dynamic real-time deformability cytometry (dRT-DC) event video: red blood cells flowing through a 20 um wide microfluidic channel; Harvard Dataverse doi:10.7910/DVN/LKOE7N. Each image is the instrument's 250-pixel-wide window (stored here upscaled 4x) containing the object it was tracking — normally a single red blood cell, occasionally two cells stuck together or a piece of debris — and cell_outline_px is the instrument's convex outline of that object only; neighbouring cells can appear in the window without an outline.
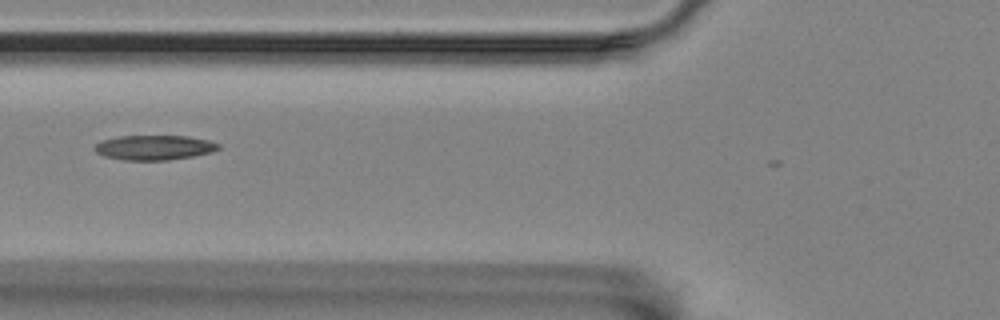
{"species": "Egyptian fruit bat (a non-hibernating species)", "species_latin": "Rousettus aegyptiacus", "temperature_condition": "room temperature", "stored_images_in_passage": 5, "camera_frame_rate_fps": 3000, "um_per_image_px": 0.085, "animal": {"sex": "female"}, "frame": {"image": 1, "passage_image": 2, "time_ms": 1.333, "image_size_px": [1000, 320], "cell_outline_px": [[220, 148], [212, 152], [192, 156], [168, 160], [124, 160], [104, 156], [96, 152], [92, 148], [100, 140], [120, 136], [188, 136], [208, 140], [220, 144]], "centroid_in_image_um": [13.09, 12.54], "position_along_channel_um": 112.7, "area_um2": 17.92}}
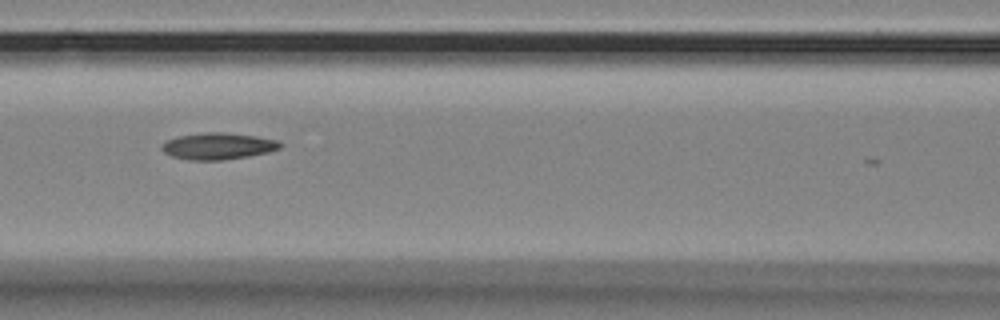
{"frame": {"image": 2, "passage_image": 3, "time_ms": 2.333, "image_size_px": [1000, 320], "cell_outline_px": [[280, 148], [268, 152], [248, 156], [220, 160], [188, 160], [172, 156], [164, 152], [160, 148], [160, 144], [164, 140], [176, 136], [204, 132], [224, 132], [256, 136], [276, 140], [280, 144]], "centroid_in_image_um": [18.44, 12.41], "position_along_channel_um": 148.2, "area_um2": 18.44}}
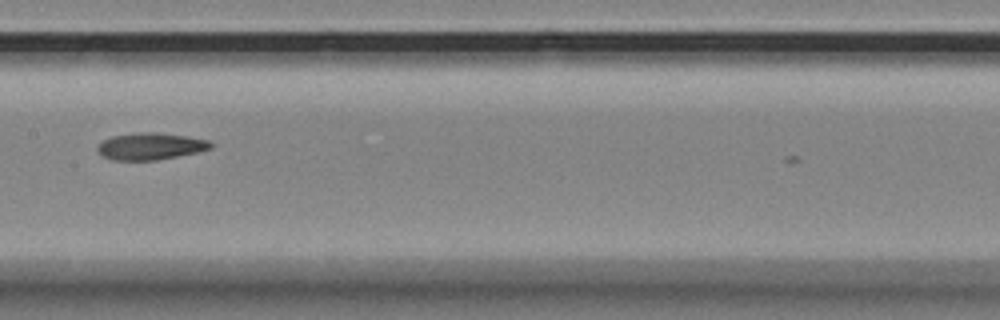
{"frame": {"image": 3, "passage_image": 4, "time_ms": 3.667, "image_size_px": [1000, 320], "cell_outline_px": [[212, 148], [196, 152], [156, 160], [112, 160], [100, 156], [96, 152], [96, 148], [104, 140], [112, 136], [136, 132], [156, 132], [188, 136], [208, 140], [212, 144]], "centroid_in_image_um": [12.74, 12.43], "position_along_channel_um": 194.7, "area_um2": 17.8}}